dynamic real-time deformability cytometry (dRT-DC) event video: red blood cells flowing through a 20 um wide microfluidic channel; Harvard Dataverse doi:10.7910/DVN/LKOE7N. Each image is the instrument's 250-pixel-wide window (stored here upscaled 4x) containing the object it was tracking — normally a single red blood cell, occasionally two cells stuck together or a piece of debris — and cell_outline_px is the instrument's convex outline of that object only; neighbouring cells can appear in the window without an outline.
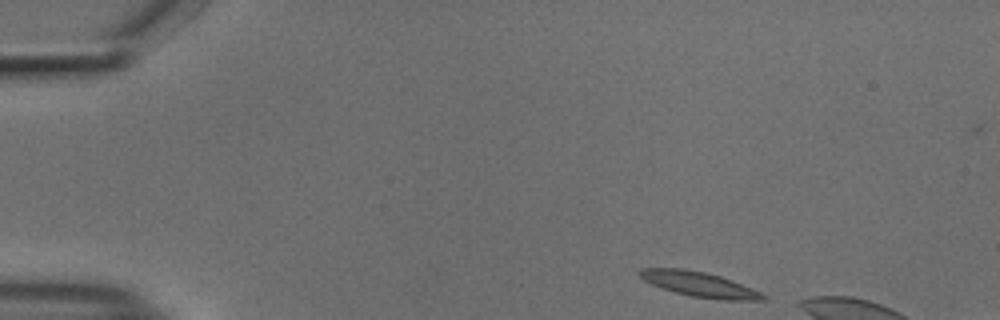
{"species": "common noctule bat (a hibernating species)", "species_latin": "Nyctalus noctula", "temperature_condition": "cold", "stored_images_in_passage": 7, "camera_frame_rate_fps": 3000, "um_per_image_px": 0.085, "animal": {"sex": "male", "body_mass_g": 18.8}, "frame": {"image": 1, "passage_image": 1, "time_ms": 0.0, "image_size_px": [1000, 320], "cell_outline_px": [[768, 300], [720, 300], [692, 296], [660, 288], [644, 280], [636, 272], [640, 268], [684, 268], [704, 272], [720, 276], [732, 280], [752, 288], [768, 296]], "centroid_in_image_um": [59.45, 24.16], "position_along_channel_um": 25.6, "area_um2": 18.03}}